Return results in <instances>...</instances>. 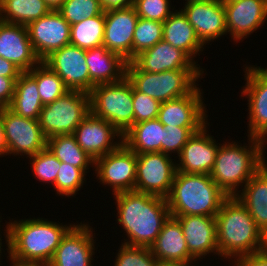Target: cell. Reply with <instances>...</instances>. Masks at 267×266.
Instances as JSON below:
<instances>
[{
    "mask_svg": "<svg viewBox=\"0 0 267 266\" xmlns=\"http://www.w3.org/2000/svg\"><path fill=\"white\" fill-rule=\"evenodd\" d=\"M22 71L11 61L0 57V76L8 78H19Z\"/></svg>",
    "mask_w": 267,
    "mask_h": 266,
    "instance_id": "f6af8a7d",
    "label": "cell"
},
{
    "mask_svg": "<svg viewBox=\"0 0 267 266\" xmlns=\"http://www.w3.org/2000/svg\"><path fill=\"white\" fill-rule=\"evenodd\" d=\"M185 1H187L186 3H188V2H199V1H209V0H185Z\"/></svg>",
    "mask_w": 267,
    "mask_h": 266,
    "instance_id": "f5cc1de1",
    "label": "cell"
},
{
    "mask_svg": "<svg viewBox=\"0 0 267 266\" xmlns=\"http://www.w3.org/2000/svg\"><path fill=\"white\" fill-rule=\"evenodd\" d=\"M29 38L37 57L43 61L53 51L70 44L71 25L58 10H50L27 25Z\"/></svg>",
    "mask_w": 267,
    "mask_h": 266,
    "instance_id": "4fadbf2b",
    "label": "cell"
},
{
    "mask_svg": "<svg viewBox=\"0 0 267 266\" xmlns=\"http://www.w3.org/2000/svg\"><path fill=\"white\" fill-rule=\"evenodd\" d=\"M163 40L173 47L181 49L194 62V57L199 55V52L203 51L202 49L205 47L182 10H175L163 22Z\"/></svg>",
    "mask_w": 267,
    "mask_h": 266,
    "instance_id": "83f0119b",
    "label": "cell"
},
{
    "mask_svg": "<svg viewBox=\"0 0 267 266\" xmlns=\"http://www.w3.org/2000/svg\"><path fill=\"white\" fill-rule=\"evenodd\" d=\"M86 173L81 169L61 162L59 172L55 180V189L58 196H75L85 183Z\"/></svg>",
    "mask_w": 267,
    "mask_h": 266,
    "instance_id": "8d00e7d4",
    "label": "cell"
},
{
    "mask_svg": "<svg viewBox=\"0 0 267 266\" xmlns=\"http://www.w3.org/2000/svg\"><path fill=\"white\" fill-rule=\"evenodd\" d=\"M160 102L133 87L134 124L158 117Z\"/></svg>",
    "mask_w": 267,
    "mask_h": 266,
    "instance_id": "b9f144b4",
    "label": "cell"
},
{
    "mask_svg": "<svg viewBox=\"0 0 267 266\" xmlns=\"http://www.w3.org/2000/svg\"><path fill=\"white\" fill-rule=\"evenodd\" d=\"M132 62L141 71L148 73H160L178 69L203 70L185 52L173 47L164 40H161L150 49L141 52Z\"/></svg>",
    "mask_w": 267,
    "mask_h": 266,
    "instance_id": "cb8c5ba5",
    "label": "cell"
},
{
    "mask_svg": "<svg viewBox=\"0 0 267 266\" xmlns=\"http://www.w3.org/2000/svg\"><path fill=\"white\" fill-rule=\"evenodd\" d=\"M207 124L194 133L183 146L179 155L177 172L210 174L213 170L219 145L214 136L207 133Z\"/></svg>",
    "mask_w": 267,
    "mask_h": 266,
    "instance_id": "44dd1931",
    "label": "cell"
},
{
    "mask_svg": "<svg viewBox=\"0 0 267 266\" xmlns=\"http://www.w3.org/2000/svg\"><path fill=\"white\" fill-rule=\"evenodd\" d=\"M30 164L35 177L40 182L55 184L61 162L49 151L48 148L29 157Z\"/></svg>",
    "mask_w": 267,
    "mask_h": 266,
    "instance_id": "74e56055",
    "label": "cell"
},
{
    "mask_svg": "<svg viewBox=\"0 0 267 266\" xmlns=\"http://www.w3.org/2000/svg\"><path fill=\"white\" fill-rule=\"evenodd\" d=\"M235 260L234 266H267V248Z\"/></svg>",
    "mask_w": 267,
    "mask_h": 266,
    "instance_id": "ee69618b",
    "label": "cell"
},
{
    "mask_svg": "<svg viewBox=\"0 0 267 266\" xmlns=\"http://www.w3.org/2000/svg\"><path fill=\"white\" fill-rule=\"evenodd\" d=\"M204 74L200 69H178L160 73L141 71L132 61L127 62L126 77L132 86L160 103L183 97L196 86Z\"/></svg>",
    "mask_w": 267,
    "mask_h": 266,
    "instance_id": "8992f818",
    "label": "cell"
},
{
    "mask_svg": "<svg viewBox=\"0 0 267 266\" xmlns=\"http://www.w3.org/2000/svg\"><path fill=\"white\" fill-rule=\"evenodd\" d=\"M227 197L210 174L176 172L166 201L171 217L185 215L215 217Z\"/></svg>",
    "mask_w": 267,
    "mask_h": 266,
    "instance_id": "5b68a950",
    "label": "cell"
},
{
    "mask_svg": "<svg viewBox=\"0 0 267 266\" xmlns=\"http://www.w3.org/2000/svg\"><path fill=\"white\" fill-rule=\"evenodd\" d=\"M137 154L124 143L95 160L96 177L112 188L113 195L135 190Z\"/></svg>",
    "mask_w": 267,
    "mask_h": 266,
    "instance_id": "8fae6325",
    "label": "cell"
},
{
    "mask_svg": "<svg viewBox=\"0 0 267 266\" xmlns=\"http://www.w3.org/2000/svg\"><path fill=\"white\" fill-rule=\"evenodd\" d=\"M51 10H58L65 0H44Z\"/></svg>",
    "mask_w": 267,
    "mask_h": 266,
    "instance_id": "c3c4849f",
    "label": "cell"
},
{
    "mask_svg": "<svg viewBox=\"0 0 267 266\" xmlns=\"http://www.w3.org/2000/svg\"><path fill=\"white\" fill-rule=\"evenodd\" d=\"M156 266H193V265L182 262L158 261Z\"/></svg>",
    "mask_w": 267,
    "mask_h": 266,
    "instance_id": "681fc988",
    "label": "cell"
},
{
    "mask_svg": "<svg viewBox=\"0 0 267 266\" xmlns=\"http://www.w3.org/2000/svg\"><path fill=\"white\" fill-rule=\"evenodd\" d=\"M89 113V94L68 90L54 102L43 105L38 123L48 139L56 135L73 134Z\"/></svg>",
    "mask_w": 267,
    "mask_h": 266,
    "instance_id": "ba28073f",
    "label": "cell"
},
{
    "mask_svg": "<svg viewBox=\"0 0 267 266\" xmlns=\"http://www.w3.org/2000/svg\"><path fill=\"white\" fill-rule=\"evenodd\" d=\"M150 250L158 261L187 264H192L193 261H196L188 251L181 224L171 216L163 224L162 230L155 242L150 246Z\"/></svg>",
    "mask_w": 267,
    "mask_h": 266,
    "instance_id": "484cf974",
    "label": "cell"
},
{
    "mask_svg": "<svg viewBox=\"0 0 267 266\" xmlns=\"http://www.w3.org/2000/svg\"><path fill=\"white\" fill-rule=\"evenodd\" d=\"M73 135L78 145L94 160L110 153L123 143V135L111 123L91 112L76 127ZM115 136L120 139L118 142L114 141Z\"/></svg>",
    "mask_w": 267,
    "mask_h": 266,
    "instance_id": "2e32d148",
    "label": "cell"
},
{
    "mask_svg": "<svg viewBox=\"0 0 267 266\" xmlns=\"http://www.w3.org/2000/svg\"><path fill=\"white\" fill-rule=\"evenodd\" d=\"M42 62L64 81L69 90L90 93L91 79L85 49L69 44L53 51Z\"/></svg>",
    "mask_w": 267,
    "mask_h": 266,
    "instance_id": "7c38bea8",
    "label": "cell"
},
{
    "mask_svg": "<svg viewBox=\"0 0 267 266\" xmlns=\"http://www.w3.org/2000/svg\"><path fill=\"white\" fill-rule=\"evenodd\" d=\"M0 222H1V221H0ZM0 227H1V226H0ZM0 233H1V232H0ZM0 236H1V234H0ZM1 247H2V239H1V237H0V253H2V252H1V251H2L1 249H2V248H1ZM1 255H2V254H0V257H1ZM0 262H1V260H0ZM0 265H2V264L0 263Z\"/></svg>",
    "mask_w": 267,
    "mask_h": 266,
    "instance_id": "816d5d0a",
    "label": "cell"
},
{
    "mask_svg": "<svg viewBox=\"0 0 267 266\" xmlns=\"http://www.w3.org/2000/svg\"><path fill=\"white\" fill-rule=\"evenodd\" d=\"M50 10L44 0H0V20L7 23L27 26Z\"/></svg>",
    "mask_w": 267,
    "mask_h": 266,
    "instance_id": "4dcf8cb0",
    "label": "cell"
},
{
    "mask_svg": "<svg viewBox=\"0 0 267 266\" xmlns=\"http://www.w3.org/2000/svg\"><path fill=\"white\" fill-rule=\"evenodd\" d=\"M105 12L103 45L125 61L133 60V35L139 16L133 6Z\"/></svg>",
    "mask_w": 267,
    "mask_h": 266,
    "instance_id": "9a60e30c",
    "label": "cell"
},
{
    "mask_svg": "<svg viewBox=\"0 0 267 266\" xmlns=\"http://www.w3.org/2000/svg\"><path fill=\"white\" fill-rule=\"evenodd\" d=\"M28 73L37 82L43 105L54 102L69 90L64 81L42 61Z\"/></svg>",
    "mask_w": 267,
    "mask_h": 266,
    "instance_id": "836d02e7",
    "label": "cell"
},
{
    "mask_svg": "<svg viewBox=\"0 0 267 266\" xmlns=\"http://www.w3.org/2000/svg\"><path fill=\"white\" fill-rule=\"evenodd\" d=\"M10 266H41V265H21V264H17V263H13Z\"/></svg>",
    "mask_w": 267,
    "mask_h": 266,
    "instance_id": "f907efd6",
    "label": "cell"
},
{
    "mask_svg": "<svg viewBox=\"0 0 267 266\" xmlns=\"http://www.w3.org/2000/svg\"><path fill=\"white\" fill-rule=\"evenodd\" d=\"M8 108L19 116L38 120L43 104L37 82L28 72H22L17 79L13 99Z\"/></svg>",
    "mask_w": 267,
    "mask_h": 266,
    "instance_id": "f546056e",
    "label": "cell"
},
{
    "mask_svg": "<svg viewBox=\"0 0 267 266\" xmlns=\"http://www.w3.org/2000/svg\"><path fill=\"white\" fill-rule=\"evenodd\" d=\"M86 64L91 90L99 84L119 82L126 76L127 61L104 45L86 50Z\"/></svg>",
    "mask_w": 267,
    "mask_h": 266,
    "instance_id": "d4e9b609",
    "label": "cell"
},
{
    "mask_svg": "<svg viewBox=\"0 0 267 266\" xmlns=\"http://www.w3.org/2000/svg\"><path fill=\"white\" fill-rule=\"evenodd\" d=\"M0 118L4 126L8 155L33 156L47 148V138L38 120L24 118L8 107H2Z\"/></svg>",
    "mask_w": 267,
    "mask_h": 266,
    "instance_id": "30bf717a",
    "label": "cell"
},
{
    "mask_svg": "<svg viewBox=\"0 0 267 266\" xmlns=\"http://www.w3.org/2000/svg\"><path fill=\"white\" fill-rule=\"evenodd\" d=\"M114 197L117 223L128 238L123 244L150 248L170 217L166 198L137 191L117 193Z\"/></svg>",
    "mask_w": 267,
    "mask_h": 266,
    "instance_id": "7a4b0ae2",
    "label": "cell"
},
{
    "mask_svg": "<svg viewBox=\"0 0 267 266\" xmlns=\"http://www.w3.org/2000/svg\"><path fill=\"white\" fill-rule=\"evenodd\" d=\"M164 125L156 118L132 125L123 134V143L136 154L163 153Z\"/></svg>",
    "mask_w": 267,
    "mask_h": 266,
    "instance_id": "f1b7e54d",
    "label": "cell"
},
{
    "mask_svg": "<svg viewBox=\"0 0 267 266\" xmlns=\"http://www.w3.org/2000/svg\"><path fill=\"white\" fill-rule=\"evenodd\" d=\"M164 128L163 153L170 155L177 152L179 155L188 139L202 127H170L164 125Z\"/></svg>",
    "mask_w": 267,
    "mask_h": 266,
    "instance_id": "ab89813d",
    "label": "cell"
},
{
    "mask_svg": "<svg viewBox=\"0 0 267 266\" xmlns=\"http://www.w3.org/2000/svg\"><path fill=\"white\" fill-rule=\"evenodd\" d=\"M118 250L114 266H156L158 260L149 247L122 244Z\"/></svg>",
    "mask_w": 267,
    "mask_h": 266,
    "instance_id": "f35d334b",
    "label": "cell"
},
{
    "mask_svg": "<svg viewBox=\"0 0 267 266\" xmlns=\"http://www.w3.org/2000/svg\"><path fill=\"white\" fill-rule=\"evenodd\" d=\"M223 5L227 33L236 43L254 33L267 20V0H228Z\"/></svg>",
    "mask_w": 267,
    "mask_h": 266,
    "instance_id": "d6986e66",
    "label": "cell"
},
{
    "mask_svg": "<svg viewBox=\"0 0 267 266\" xmlns=\"http://www.w3.org/2000/svg\"><path fill=\"white\" fill-rule=\"evenodd\" d=\"M0 57L11 61L22 72H29L41 62L32 47L27 26L1 20Z\"/></svg>",
    "mask_w": 267,
    "mask_h": 266,
    "instance_id": "7402d4cb",
    "label": "cell"
},
{
    "mask_svg": "<svg viewBox=\"0 0 267 266\" xmlns=\"http://www.w3.org/2000/svg\"><path fill=\"white\" fill-rule=\"evenodd\" d=\"M100 3L104 11H106L111 9L131 7L134 4V0H100Z\"/></svg>",
    "mask_w": 267,
    "mask_h": 266,
    "instance_id": "bcb514c9",
    "label": "cell"
},
{
    "mask_svg": "<svg viewBox=\"0 0 267 266\" xmlns=\"http://www.w3.org/2000/svg\"><path fill=\"white\" fill-rule=\"evenodd\" d=\"M245 69L246 84L241 94L249 99L248 136L264 141L267 137V68L252 65Z\"/></svg>",
    "mask_w": 267,
    "mask_h": 266,
    "instance_id": "5bb4252c",
    "label": "cell"
},
{
    "mask_svg": "<svg viewBox=\"0 0 267 266\" xmlns=\"http://www.w3.org/2000/svg\"><path fill=\"white\" fill-rule=\"evenodd\" d=\"M17 79L0 76V107L11 104Z\"/></svg>",
    "mask_w": 267,
    "mask_h": 266,
    "instance_id": "7bdbcfd3",
    "label": "cell"
},
{
    "mask_svg": "<svg viewBox=\"0 0 267 266\" xmlns=\"http://www.w3.org/2000/svg\"><path fill=\"white\" fill-rule=\"evenodd\" d=\"M47 148L60 161L81 168L85 173L95 160L77 143L73 134L56 135L47 139Z\"/></svg>",
    "mask_w": 267,
    "mask_h": 266,
    "instance_id": "1f68e13d",
    "label": "cell"
},
{
    "mask_svg": "<svg viewBox=\"0 0 267 266\" xmlns=\"http://www.w3.org/2000/svg\"><path fill=\"white\" fill-rule=\"evenodd\" d=\"M6 250L9 261L21 265L47 266L61 239L73 224L67 226L43 218L14 220L6 224Z\"/></svg>",
    "mask_w": 267,
    "mask_h": 266,
    "instance_id": "6da1fadb",
    "label": "cell"
},
{
    "mask_svg": "<svg viewBox=\"0 0 267 266\" xmlns=\"http://www.w3.org/2000/svg\"><path fill=\"white\" fill-rule=\"evenodd\" d=\"M8 155V145L6 142L4 126L0 118V157Z\"/></svg>",
    "mask_w": 267,
    "mask_h": 266,
    "instance_id": "7dc6e473",
    "label": "cell"
},
{
    "mask_svg": "<svg viewBox=\"0 0 267 266\" xmlns=\"http://www.w3.org/2000/svg\"><path fill=\"white\" fill-rule=\"evenodd\" d=\"M173 160L162 152L137 154L134 191L166 198L177 172Z\"/></svg>",
    "mask_w": 267,
    "mask_h": 266,
    "instance_id": "9c48e42d",
    "label": "cell"
},
{
    "mask_svg": "<svg viewBox=\"0 0 267 266\" xmlns=\"http://www.w3.org/2000/svg\"><path fill=\"white\" fill-rule=\"evenodd\" d=\"M215 219L220 257L235 261L267 248V237L235 196L224 200Z\"/></svg>",
    "mask_w": 267,
    "mask_h": 266,
    "instance_id": "3957f363",
    "label": "cell"
},
{
    "mask_svg": "<svg viewBox=\"0 0 267 266\" xmlns=\"http://www.w3.org/2000/svg\"><path fill=\"white\" fill-rule=\"evenodd\" d=\"M163 40V22L138 18L133 35V59Z\"/></svg>",
    "mask_w": 267,
    "mask_h": 266,
    "instance_id": "e575fe53",
    "label": "cell"
},
{
    "mask_svg": "<svg viewBox=\"0 0 267 266\" xmlns=\"http://www.w3.org/2000/svg\"><path fill=\"white\" fill-rule=\"evenodd\" d=\"M89 97L90 112L122 135L134 125L133 86L126 76L119 82L96 85Z\"/></svg>",
    "mask_w": 267,
    "mask_h": 266,
    "instance_id": "52a82bcc",
    "label": "cell"
},
{
    "mask_svg": "<svg viewBox=\"0 0 267 266\" xmlns=\"http://www.w3.org/2000/svg\"><path fill=\"white\" fill-rule=\"evenodd\" d=\"M235 197L246 207L257 227L267 237V162Z\"/></svg>",
    "mask_w": 267,
    "mask_h": 266,
    "instance_id": "4316f807",
    "label": "cell"
},
{
    "mask_svg": "<svg viewBox=\"0 0 267 266\" xmlns=\"http://www.w3.org/2000/svg\"><path fill=\"white\" fill-rule=\"evenodd\" d=\"M104 32L105 12L71 25L70 44L85 50L102 46Z\"/></svg>",
    "mask_w": 267,
    "mask_h": 266,
    "instance_id": "d6a6232c",
    "label": "cell"
},
{
    "mask_svg": "<svg viewBox=\"0 0 267 266\" xmlns=\"http://www.w3.org/2000/svg\"><path fill=\"white\" fill-rule=\"evenodd\" d=\"M92 227L82 222L74 225L61 239L54 256L47 266H93L95 241Z\"/></svg>",
    "mask_w": 267,
    "mask_h": 266,
    "instance_id": "e0dca14e",
    "label": "cell"
},
{
    "mask_svg": "<svg viewBox=\"0 0 267 266\" xmlns=\"http://www.w3.org/2000/svg\"><path fill=\"white\" fill-rule=\"evenodd\" d=\"M203 44L227 34L223 2L218 0L188 2L181 9Z\"/></svg>",
    "mask_w": 267,
    "mask_h": 266,
    "instance_id": "ffe728a7",
    "label": "cell"
},
{
    "mask_svg": "<svg viewBox=\"0 0 267 266\" xmlns=\"http://www.w3.org/2000/svg\"><path fill=\"white\" fill-rule=\"evenodd\" d=\"M199 87H195L189 94L162 102L157 119L163 125L170 127H203L209 123L206 115V105ZM202 97V98H201Z\"/></svg>",
    "mask_w": 267,
    "mask_h": 266,
    "instance_id": "ac0fdd59",
    "label": "cell"
},
{
    "mask_svg": "<svg viewBox=\"0 0 267 266\" xmlns=\"http://www.w3.org/2000/svg\"><path fill=\"white\" fill-rule=\"evenodd\" d=\"M174 218L181 224L188 251L196 261L209 253L219 256L215 217L185 215Z\"/></svg>",
    "mask_w": 267,
    "mask_h": 266,
    "instance_id": "603a6c76",
    "label": "cell"
},
{
    "mask_svg": "<svg viewBox=\"0 0 267 266\" xmlns=\"http://www.w3.org/2000/svg\"><path fill=\"white\" fill-rule=\"evenodd\" d=\"M170 0H134L133 7L139 18L164 22L172 13Z\"/></svg>",
    "mask_w": 267,
    "mask_h": 266,
    "instance_id": "60d3db41",
    "label": "cell"
},
{
    "mask_svg": "<svg viewBox=\"0 0 267 266\" xmlns=\"http://www.w3.org/2000/svg\"><path fill=\"white\" fill-rule=\"evenodd\" d=\"M248 137L249 146L239 145L235 141L219 144L210 176L228 197L239 194L238 188L243 187L267 162L264 157V141L257 137Z\"/></svg>",
    "mask_w": 267,
    "mask_h": 266,
    "instance_id": "277c9868",
    "label": "cell"
},
{
    "mask_svg": "<svg viewBox=\"0 0 267 266\" xmlns=\"http://www.w3.org/2000/svg\"><path fill=\"white\" fill-rule=\"evenodd\" d=\"M58 11L70 25H73L85 18L102 14L104 9L100 0H65Z\"/></svg>",
    "mask_w": 267,
    "mask_h": 266,
    "instance_id": "d590c367",
    "label": "cell"
}]
</instances>
